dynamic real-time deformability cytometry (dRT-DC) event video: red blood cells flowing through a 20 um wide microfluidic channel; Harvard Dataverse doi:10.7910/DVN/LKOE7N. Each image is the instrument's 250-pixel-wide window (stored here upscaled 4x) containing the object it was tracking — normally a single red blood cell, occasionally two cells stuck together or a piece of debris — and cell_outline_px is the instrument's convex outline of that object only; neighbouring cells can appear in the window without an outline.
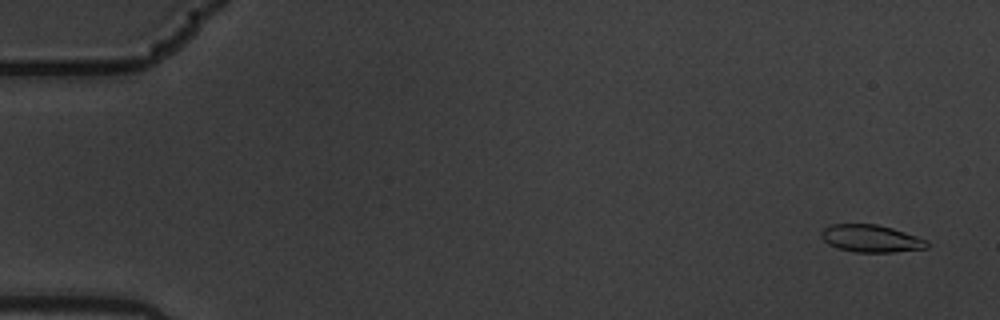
{"species": "common noctule bat (a hibernating species)", "species_latin": "Nyctalus noctula", "temperature_condition": "warm", "stored_images_in_passage": 6, "camera_frame_rate_fps": 3000, "um_per_image_px": 0.085, "animal": {"sex": "male", "body_mass_g": 19.5, "forearm_length_mm": 54.6}, "frame": {"image": 1, "passage_image": 1, "time_ms": 0.0, "image_size_px": [1000, 320], "cell_outline_px": [[928, 248], [892, 252], [856, 252], [840, 248], [828, 244], [820, 236], [820, 232], [828, 224], [876, 224], [892, 228], [928, 240]], "centroid_in_image_um": [74.02, 20.26], "position_along_channel_um": 11.0, "area_um2": 16.82}}
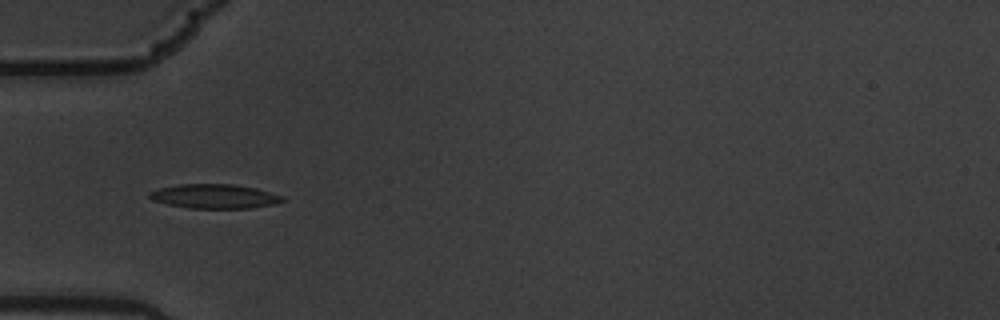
{"frame": {"image": 2, "passage_image": 5, "time_ms": 1.333, "image_size_px": [1000, 320], "cell_outline_px": [[288, 200], [276, 204], [248, 208], [188, 208], [168, 204], [152, 200], [148, 196], [148, 192], [160, 188], [180, 184], [232, 184], [256, 188], [284, 196]], "centroid_in_image_um": [18.27, 16.69], "position_along_channel_um": 66.7, "area_um2": 18.9}}
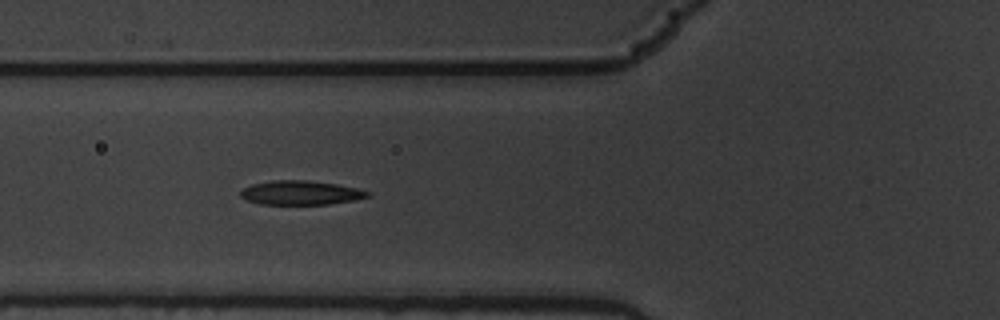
{"frame": {"image": 3, "passage_image": 6, "time_ms": 1.667, "image_size_px": [1000, 320], "cell_outline_px": [[372, 192], [368, 196], [352, 200], [328, 204], [260, 204], [248, 200], [240, 196], [240, 192], [244, 188], [252, 184], [272, 180], [308, 180], [336, 184], [356, 188]], "centroid_in_image_um": [25.54, 16.37], "position_along_channel_um": 100.3, "area_um2": 17.69}}